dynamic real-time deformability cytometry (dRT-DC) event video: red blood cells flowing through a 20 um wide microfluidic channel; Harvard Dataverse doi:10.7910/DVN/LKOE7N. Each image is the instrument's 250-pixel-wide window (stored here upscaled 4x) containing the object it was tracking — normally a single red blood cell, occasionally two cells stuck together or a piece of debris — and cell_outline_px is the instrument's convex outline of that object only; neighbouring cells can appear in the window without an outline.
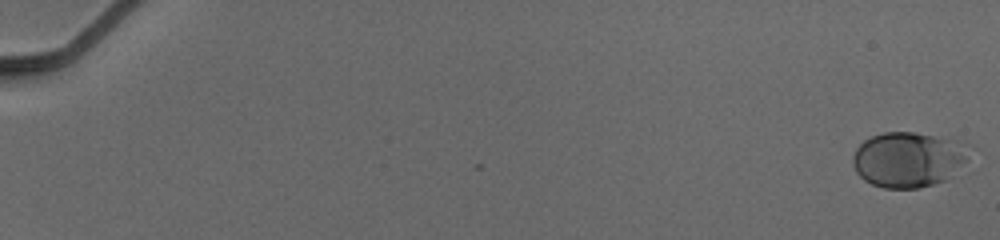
{"species": "human", "species_latin": "Homo sapiens", "temperature_condition": "cold", "stored_images_in_passage": 22, "camera_frame_rate_fps": 3000, "um_per_image_px": 0.085, "donor": {"sex": "male"}, "frame": {"image": 1, "passage_image": 1, "time_ms": 0.0, "image_size_px": [1000, 240], "cell_outline_px": [[964, 160], [944, 180], [920, 188], [884, 188], [872, 184], [864, 180], [856, 172], [852, 160], [852, 156], [856, 148], [864, 140], [872, 136], [884, 132], [912, 132], [932, 136], [948, 140], [964, 152]], "centroid_in_image_um": [76.99, 13.58], "position_along_channel_um": 8.0, "area_um2": 35.78}}
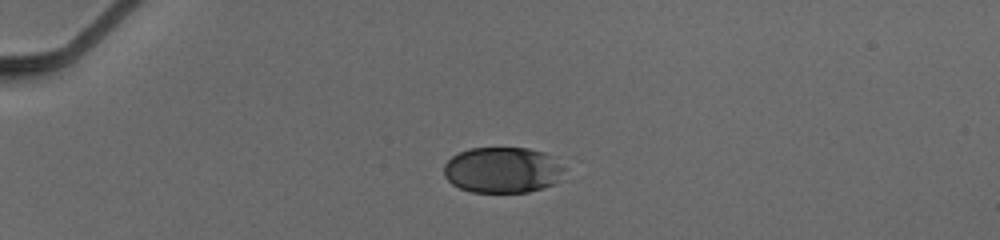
{"frame": {"image": 2, "passage_image": 16, "time_ms": 5.0, "image_size_px": [1000, 240], "cell_outline_px": [[568, 168], [560, 180], [556, 184], [528, 192], [472, 192], [460, 188], [452, 184], [444, 176], [444, 164], [452, 156], [468, 148], [528, 148], [544, 152]], "centroid_in_image_um": [42.76, 14.45], "position_along_channel_um": 42.2, "area_um2": 32.6}}
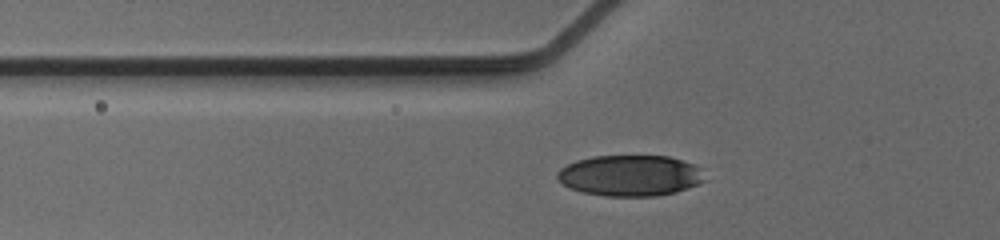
{"frame": {"image": 3, "passage_image": 22, "time_ms": 7.0, "image_size_px": [1000, 240], "cell_outline_px": [[708, 180], [676, 192], [660, 196], [600, 196], [584, 192], [572, 188], [564, 184], [556, 176], [556, 172], [564, 164], [576, 160], [592, 156], [668, 156], [696, 164], [700, 168]], "centroid_in_image_um": [53.58, 14.92], "position_along_channel_um": 72.2, "area_um2": 35.55}}